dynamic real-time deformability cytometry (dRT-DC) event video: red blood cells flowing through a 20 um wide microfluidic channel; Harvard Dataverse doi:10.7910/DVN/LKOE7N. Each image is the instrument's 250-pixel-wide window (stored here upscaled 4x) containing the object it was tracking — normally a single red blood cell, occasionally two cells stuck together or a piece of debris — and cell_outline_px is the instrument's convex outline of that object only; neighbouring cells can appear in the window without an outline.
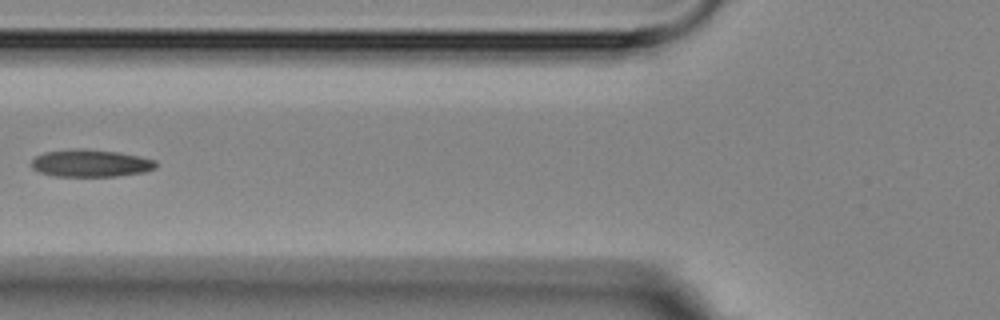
{"species": "Egyptian fruit bat (a non-hibernating species)", "species_latin": "Rousettus aegyptiacus", "temperature_condition": "room temperature", "stored_images_in_passage": 3, "camera_frame_rate_fps": 3000, "um_per_image_px": 0.085, "animal": {"sex": "female"}, "frame": {"image": 1, "passage_image": 3, "time_ms": 2.333, "image_size_px": [1000, 320], "cell_outline_px": [[156, 168], [144, 172], [116, 176], [52, 176], [40, 172], [32, 168], [32, 160], [36, 156], [44, 152], [72, 148], [88, 148], [120, 152], [140, 156], [156, 160]], "centroid_in_image_um": [7.71, 13.86], "position_along_channel_um": 118.1, "area_um2": 20.11}}